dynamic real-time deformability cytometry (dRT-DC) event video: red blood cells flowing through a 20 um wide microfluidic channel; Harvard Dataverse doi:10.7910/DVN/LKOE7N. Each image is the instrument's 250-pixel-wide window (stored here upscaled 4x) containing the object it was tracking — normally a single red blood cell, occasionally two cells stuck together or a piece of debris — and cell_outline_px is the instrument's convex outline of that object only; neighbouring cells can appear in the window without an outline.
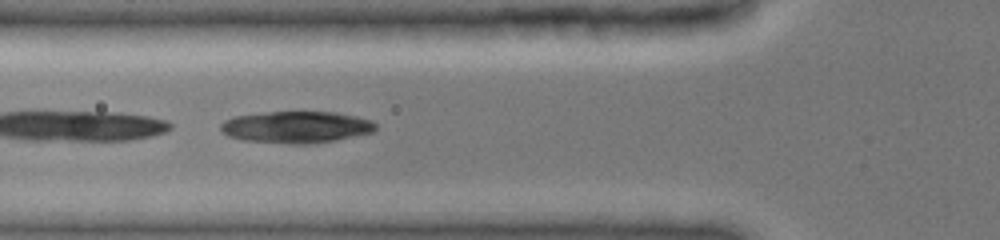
{"species": "common noctule bat (a hibernating species)", "species_latin": "Nyctalus noctula", "temperature_condition": "cold", "stored_images_in_passage": 19, "camera_frame_rate_fps": 3000, "um_per_image_px": 0.085, "animal": {"sex": "female", "body_mass_g": 19.0, "forearm_length_mm": 51.5}, "frame": {"image": 1, "passage_image": 17, "time_ms": 5.333, "image_size_px": [1000, 240], "cell_outline_px": [[376, 128], [372, 132], [336, 140], [308, 144], [288, 144], [240, 140], [228, 136], [220, 132], [220, 124], [224, 120], [232, 116], [264, 112], [336, 112], [356, 116], [372, 120], [376, 124]], "centroid_in_image_um": [25.12, 10.8], "position_along_channel_um": 100.7, "area_um2": 29.02}}